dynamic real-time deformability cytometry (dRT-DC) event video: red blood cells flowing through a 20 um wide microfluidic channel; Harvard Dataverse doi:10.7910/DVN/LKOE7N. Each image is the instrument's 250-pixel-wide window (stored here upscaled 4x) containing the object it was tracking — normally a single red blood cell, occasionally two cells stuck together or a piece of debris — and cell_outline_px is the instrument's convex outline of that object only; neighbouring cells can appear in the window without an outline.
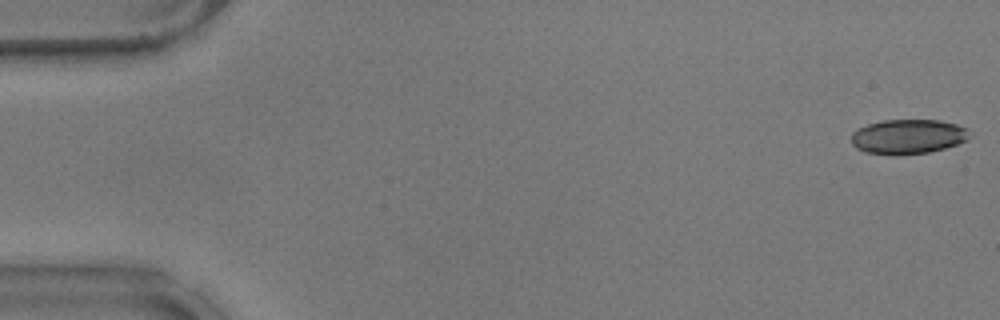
{"species": "common noctule bat (a hibernating species)", "species_latin": "Nyctalus noctula", "temperature_condition": "warm", "stored_images_in_passage": 10, "camera_frame_rate_fps": 3000, "um_per_image_px": 0.085, "animal": {"sex": "male", "body_mass_g": 17.9}, "frame": {"image": 1, "passage_image": 1, "time_ms": 0.0, "image_size_px": [1000, 320], "cell_outline_px": [[972, 136], [968, 140], [944, 148], [928, 152], [900, 156], [892, 156], [864, 152], [856, 148], [852, 144], [852, 132], [856, 128], [868, 124], [884, 120], [940, 120], [956, 124], [968, 128]], "centroid_in_image_um": [77.18, 11.62], "position_along_channel_um": 7.8, "area_um2": 24.33}}